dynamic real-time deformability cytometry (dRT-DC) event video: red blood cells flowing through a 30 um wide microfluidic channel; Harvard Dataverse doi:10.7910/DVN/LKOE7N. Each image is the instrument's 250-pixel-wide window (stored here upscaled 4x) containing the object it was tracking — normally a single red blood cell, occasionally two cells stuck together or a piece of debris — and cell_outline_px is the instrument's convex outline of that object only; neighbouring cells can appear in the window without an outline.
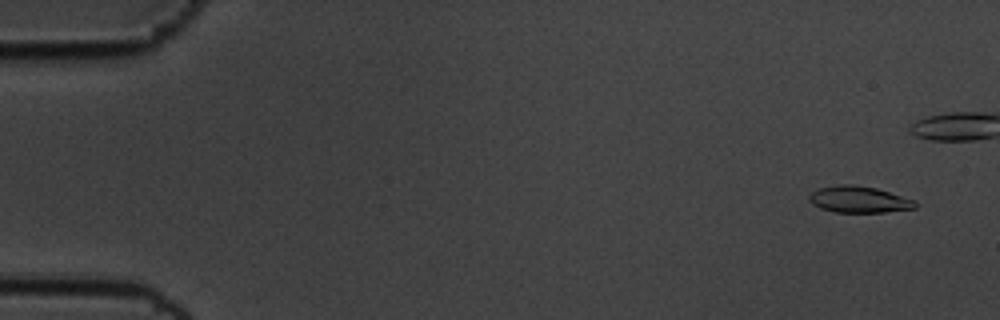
{"species": "common noctule bat (a hibernating species)", "species_latin": "Nyctalus noctula", "temperature_condition": "cold", "stored_images_in_passage": 47, "camera_frame_rate_fps": 3000, "um_per_image_px": 0.085, "animal": {"sex": "male", "body_mass_g": 19.5, "forearm_length_mm": 54.6}, "frame": {"image": 1, "passage_image": 4, "time_ms": 1.0, "image_size_px": [1000, 320], "cell_outline_px": [[916, 208], [884, 212], [836, 212], [820, 208], [812, 204], [808, 200], [808, 196], [812, 192], [820, 188], [836, 184], [856, 184], [876, 188], [916, 200]], "centroid_in_image_um": [73.0, 16.94], "position_along_channel_um": 12.0, "area_um2": 16.47}}
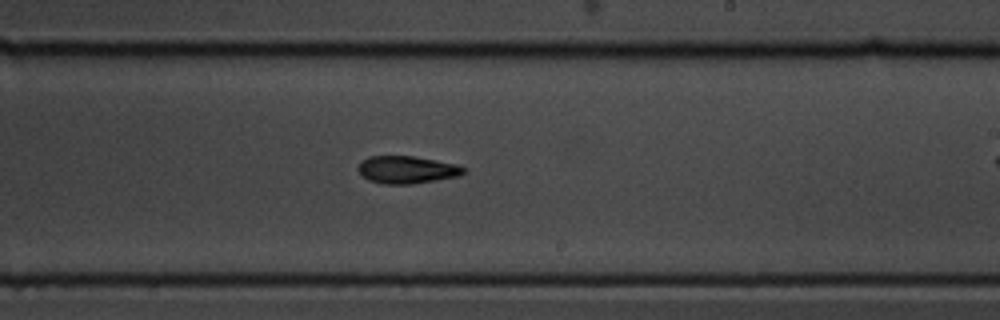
{"frame": {"image": 2, "passage_image": 35, "time_ms": 11.333, "image_size_px": [1000, 320], "cell_outline_px": [[464, 172], [456, 176], [412, 184], [384, 184], [368, 180], [360, 176], [356, 168], [368, 156], [412, 156], [456, 164], [464, 168]], "centroid_in_image_um": [34.5, 14.43], "position_along_channel_um": 254.5, "area_um2": 16.7}}
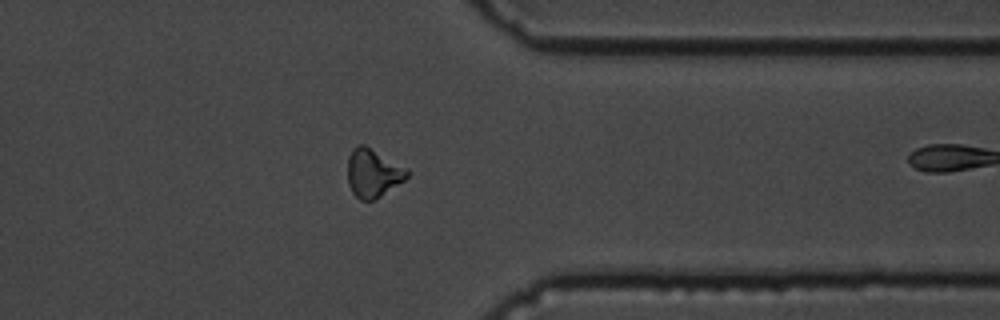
{"frame": {"image": 3, "passage_image": 46, "time_ms": 15.0, "image_size_px": [1000, 320], "cell_outline_px": [[408, 176], [404, 180], [380, 196], [372, 200], [360, 200], [352, 192], [348, 184], [348, 156], [352, 148], [356, 144], [364, 144], [408, 168]], "centroid_in_image_um": [31.68, 14.68], "position_along_channel_um": 379.7, "area_um2": 16.76}}